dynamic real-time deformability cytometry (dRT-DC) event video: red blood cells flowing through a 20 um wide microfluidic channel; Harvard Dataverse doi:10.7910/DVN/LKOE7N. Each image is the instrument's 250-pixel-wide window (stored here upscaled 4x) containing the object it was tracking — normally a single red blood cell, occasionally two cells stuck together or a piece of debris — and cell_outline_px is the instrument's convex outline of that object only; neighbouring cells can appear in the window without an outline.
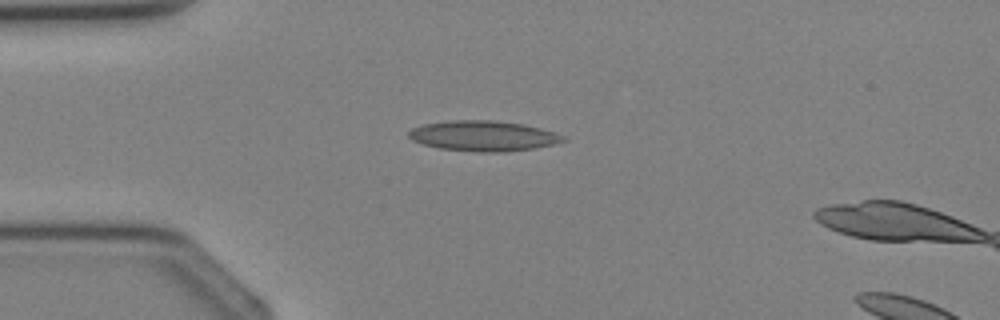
{"species": "Egyptian fruit bat (a non-hibernating species)", "species_latin": "Rousettus aegyptiacus", "temperature_condition": "cold", "stored_images_in_passage": 2, "camera_frame_rate_fps": 3000, "um_per_image_px": 0.085, "animal": {"sex": "female"}, "frame": {"image": 1, "passage_image": 1, "time_ms": 0.0, "image_size_px": [1000, 320], "cell_outline_px": [[568, 140], [552, 144], [532, 148], [500, 152], [480, 152], [440, 148], [424, 144], [412, 140], [408, 136], [408, 132], [412, 128], [424, 124], [448, 120], [492, 120], [524, 124], [540, 128], [564, 136]], "centroid_in_image_um": [41.05, 11.54], "position_along_channel_um": 43.9, "area_um2": 27.05}}